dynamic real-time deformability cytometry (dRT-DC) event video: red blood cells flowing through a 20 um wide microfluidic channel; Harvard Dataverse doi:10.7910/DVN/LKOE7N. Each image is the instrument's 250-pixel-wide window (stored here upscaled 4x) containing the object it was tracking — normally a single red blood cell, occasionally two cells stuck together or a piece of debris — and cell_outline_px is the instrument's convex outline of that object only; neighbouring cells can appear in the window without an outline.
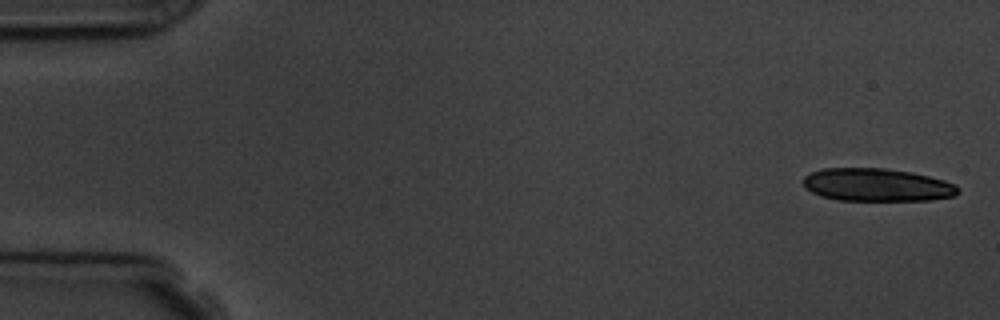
{"species": "common noctule bat (a hibernating species)", "species_latin": "Nyctalus noctula", "temperature_condition": "room temperature", "stored_images_in_passage": 5, "camera_frame_rate_fps": 3000, "um_per_image_px": 0.085, "animal": {"sex": "male", "body_mass_g": 19.5, "forearm_length_mm": 54.6}, "frame": {"image": 1, "passage_image": 1, "time_ms": 0.0, "image_size_px": [1000, 320], "cell_outline_px": [[960, 192], [956, 196], [932, 200], [836, 200], [820, 196], [804, 188], [804, 176], [820, 168], [884, 168], [912, 172], [944, 180], [956, 184], [960, 188]], "centroid_in_image_um": [74.56, 15.72], "position_along_channel_um": 10.4, "area_um2": 29.94}}